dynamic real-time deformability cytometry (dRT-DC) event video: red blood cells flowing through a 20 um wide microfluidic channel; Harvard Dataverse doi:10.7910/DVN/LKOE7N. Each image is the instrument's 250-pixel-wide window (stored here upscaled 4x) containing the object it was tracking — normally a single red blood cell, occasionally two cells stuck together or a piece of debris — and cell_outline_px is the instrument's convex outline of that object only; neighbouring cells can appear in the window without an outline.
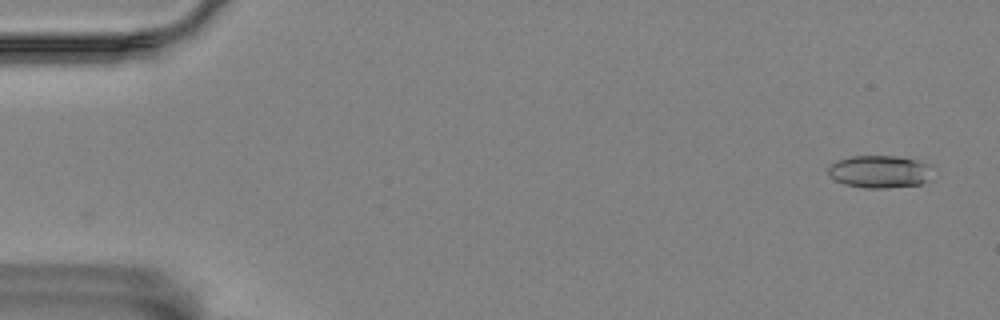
{"species": "Egyptian fruit bat (a non-hibernating species)", "species_latin": "Rousettus aegyptiacus", "temperature_condition": "room temperature", "stored_images_in_passage": 5, "segment_of_instrument_passage": [2, 2], "camera_frame_rate_fps": 3000, "um_per_image_px": 0.085, "animal": {"sex": "female"}, "frame": {"image": 1, "passage_image": 5, "time_ms": 5.0, "image_size_px": [1000, 320], "cell_outline_px": [[932, 164], [924, 180], [920, 184], [888, 188], [864, 188], [844, 184], [836, 180], [828, 172], [828, 168], [836, 160], [852, 156], [900, 156]], "centroid_in_image_um": [74.73, 14.58], "position_along_channel_um": 10.3, "area_um2": 19.54}}